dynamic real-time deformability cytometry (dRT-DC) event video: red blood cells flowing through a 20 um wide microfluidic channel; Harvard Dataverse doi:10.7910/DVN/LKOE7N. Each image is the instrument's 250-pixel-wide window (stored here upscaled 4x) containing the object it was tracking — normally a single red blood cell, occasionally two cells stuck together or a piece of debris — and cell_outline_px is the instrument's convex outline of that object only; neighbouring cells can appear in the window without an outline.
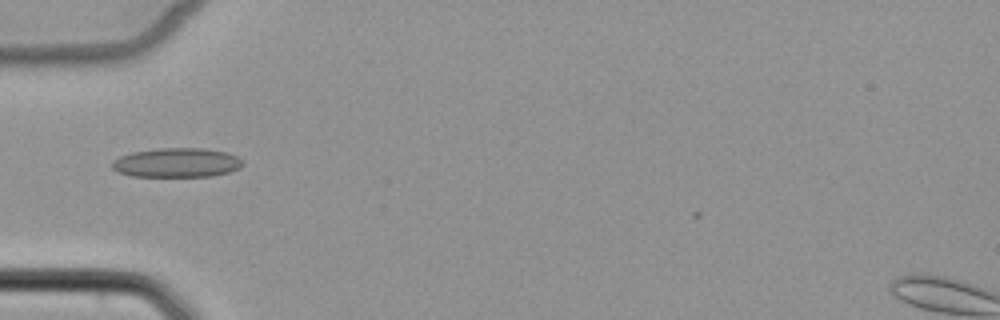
{"species": "common noctule bat (a hibernating species)", "species_latin": "Nyctalus noctula", "temperature_condition": "cold", "stored_images_in_passage": 2, "camera_frame_rate_fps": 3000, "um_per_image_px": 0.085, "animal": {"sex": "female", "body_mass_g": 22.7, "forearm_length_mm": 54.2}, "frame": {"image": 1, "passage_image": 1, "time_ms": 0.0, "image_size_px": [1000, 320], "cell_outline_px": [[244, 164], [240, 168], [228, 172], [212, 176], [132, 176], [120, 172], [112, 168], [112, 160], [120, 156], [132, 152], [160, 148], [204, 148], [228, 152], [236, 156]], "centroid_in_image_um": [15.03, 13.82], "position_along_channel_um": 70.0, "area_um2": 22.25}}
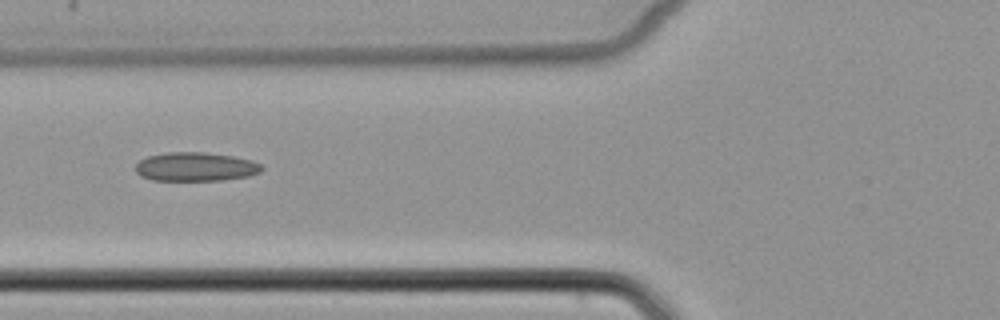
{"frame": {"image": 2, "passage_image": 2, "time_ms": 1.0, "image_size_px": [1000, 320], "cell_outline_px": [[264, 168], [260, 172], [248, 176], [224, 180], [152, 180], [140, 176], [136, 172], [136, 164], [140, 160], [148, 156], [168, 152], [204, 152], [232, 156], [252, 160], [260, 164]], "centroid_in_image_um": [16.63, 14.17], "position_along_channel_um": 109.2, "area_um2": 21.21}}